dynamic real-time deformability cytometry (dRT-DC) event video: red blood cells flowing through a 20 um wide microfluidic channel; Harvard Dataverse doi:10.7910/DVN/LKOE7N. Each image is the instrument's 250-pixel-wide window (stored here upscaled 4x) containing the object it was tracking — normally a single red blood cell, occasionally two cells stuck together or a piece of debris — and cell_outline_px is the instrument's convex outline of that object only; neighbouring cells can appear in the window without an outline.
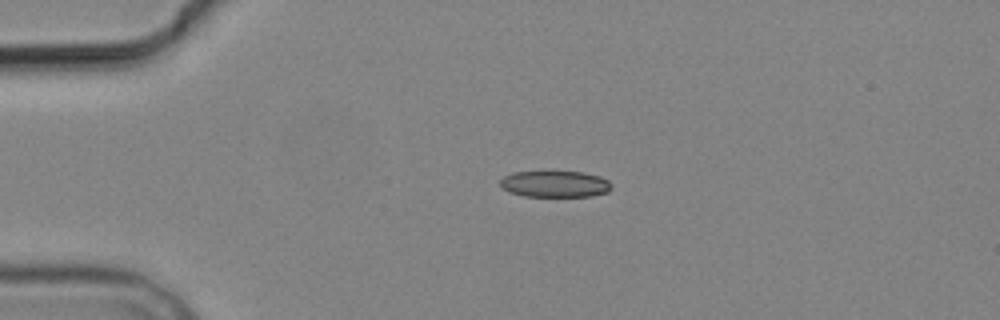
{"species": "common noctule bat (a hibernating species)", "species_latin": "Nyctalus noctula", "temperature_condition": "cold", "stored_images_in_passage": 2, "camera_frame_rate_fps": 3000, "um_per_image_px": 0.085, "animal": {"sex": "male", "body_mass_g": 19.2, "forearm_length_mm": 51.8}, "frame": {"image": 1, "passage_image": 1, "time_ms": 0.0, "image_size_px": [1000, 320], "cell_outline_px": [[612, 188], [608, 192], [592, 196], [524, 196], [508, 192], [500, 188], [500, 180], [504, 176], [512, 172], [544, 168], [552, 168], [584, 172], [600, 176], [608, 180], [612, 184]], "centroid_in_image_um": [47.13, 15.57], "position_along_channel_um": 37.9, "area_um2": 18.44}}